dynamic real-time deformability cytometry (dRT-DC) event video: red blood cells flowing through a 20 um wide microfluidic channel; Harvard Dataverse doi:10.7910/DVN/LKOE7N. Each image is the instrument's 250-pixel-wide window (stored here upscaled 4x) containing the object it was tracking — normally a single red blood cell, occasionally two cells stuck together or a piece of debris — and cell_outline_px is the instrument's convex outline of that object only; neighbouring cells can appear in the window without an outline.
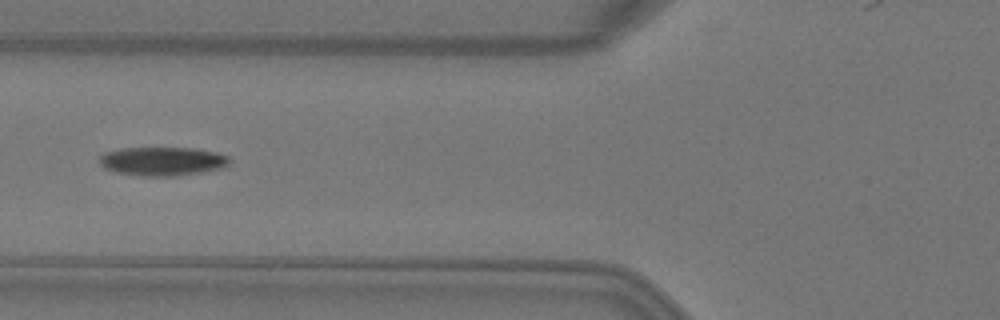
{"species": "Egyptian fruit bat (a non-hibernating species)", "species_latin": "Rousettus aegyptiacus", "temperature_condition": "warm", "stored_images_in_passage": 5, "camera_frame_rate_fps": 3000, "um_per_image_px": 0.085, "animal": {"sex": "female"}, "frame": {"image": 1, "passage_image": 5, "time_ms": 1.333, "image_size_px": [1000, 320], "cell_outline_px": [[232, 160], [224, 168], [200, 172], [172, 176], [140, 176], [116, 172], [104, 168], [100, 164], [100, 156], [104, 152], [120, 148], [192, 148], [216, 152], [228, 156]], "centroid_in_image_um": [13.81, 13.7], "position_along_channel_um": 112.0, "area_um2": 21.85}}